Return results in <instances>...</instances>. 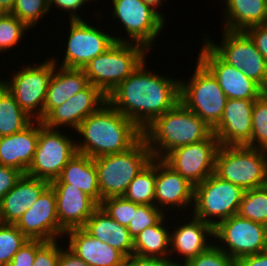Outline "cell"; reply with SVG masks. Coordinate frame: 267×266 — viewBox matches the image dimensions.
I'll return each instance as SVG.
<instances>
[{
	"label": "cell",
	"mask_w": 267,
	"mask_h": 266,
	"mask_svg": "<svg viewBox=\"0 0 267 266\" xmlns=\"http://www.w3.org/2000/svg\"><path fill=\"white\" fill-rule=\"evenodd\" d=\"M145 61L107 96V102L142 131L180 101V80L153 74Z\"/></svg>",
	"instance_id": "cell-1"
},
{
	"label": "cell",
	"mask_w": 267,
	"mask_h": 266,
	"mask_svg": "<svg viewBox=\"0 0 267 266\" xmlns=\"http://www.w3.org/2000/svg\"><path fill=\"white\" fill-rule=\"evenodd\" d=\"M76 131L84 139L76 142L77 152L93 159L125 152L143 137L142 130L108 102L83 120Z\"/></svg>",
	"instance_id": "cell-2"
},
{
	"label": "cell",
	"mask_w": 267,
	"mask_h": 266,
	"mask_svg": "<svg viewBox=\"0 0 267 266\" xmlns=\"http://www.w3.org/2000/svg\"><path fill=\"white\" fill-rule=\"evenodd\" d=\"M153 158L163 159L170 151L207 139L212 128L181 101L157 117L143 131Z\"/></svg>",
	"instance_id": "cell-3"
},
{
	"label": "cell",
	"mask_w": 267,
	"mask_h": 266,
	"mask_svg": "<svg viewBox=\"0 0 267 266\" xmlns=\"http://www.w3.org/2000/svg\"><path fill=\"white\" fill-rule=\"evenodd\" d=\"M152 159L143 137L125 152L94 158L101 202L108 197L123 196L131 181Z\"/></svg>",
	"instance_id": "cell-4"
},
{
	"label": "cell",
	"mask_w": 267,
	"mask_h": 266,
	"mask_svg": "<svg viewBox=\"0 0 267 266\" xmlns=\"http://www.w3.org/2000/svg\"><path fill=\"white\" fill-rule=\"evenodd\" d=\"M148 50L136 43L115 42L107 51L96 56L84 68L89 84L106 96L146 60Z\"/></svg>",
	"instance_id": "cell-5"
},
{
	"label": "cell",
	"mask_w": 267,
	"mask_h": 266,
	"mask_svg": "<svg viewBox=\"0 0 267 266\" xmlns=\"http://www.w3.org/2000/svg\"><path fill=\"white\" fill-rule=\"evenodd\" d=\"M214 174L244 191L267 185V151L248 146L220 145Z\"/></svg>",
	"instance_id": "cell-6"
},
{
	"label": "cell",
	"mask_w": 267,
	"mask_h": 266,
	"mask_svg": "<svg viewBox=\"0 0 267 266\" xmlns=\"http://www.w3.org/2000/svg\"><path fill=\"white\" fill-rule=\"evenodd\" d=\"M57 62L52 57L43 63H38L37 66L35 64L21 66V70L14 72L11 79L5 81L1 79V84L34 121L44 119L46 93Z\"/></svg>",
	"instance_id": "cell-7"
},
{
	"label": "cell",
	"mask_w": 267,
	"mask_h": 266,
	"mask_svg": "<svg viewBox=\"0 0 267 266\" xmlns=\"http://www.w3.org/2000/svg\"><path fill=\"white\" fill-rule=\"evenodd\" d=\"M244 190L214 173L194 186L192 214L213 227L238 213ZM216 218V219H214Z\"/></svg>",
	"instance_id": "cell-8"
},
{
	"label": "cell",
	"mask_w": 267,
	"mask_h": 266,
	"mask_svg": "<svg viewBox=\"0 0 267 266\" xmlns=\"http://www.w3.org/2000/svg\"><path fill=\"white\" fill-rule=\"evenodd\" d=\"M192 75L189 82L180 80V101L213 129L222 118L228 98L198 60Z\"/></svg>",
	"instance_id": "cell-9"
},
{
	"label": "cell",
	"mask_w": 267,
	"mask_h": 266,
	"mask_svg": "<svg viewBox=\"0 0 267 266\" xmlns=\"http://www.w3.org/2000/svg\"><path fill=\"white\" fill-rule=\"evenodd\" d=\"M221 44L206 36L203 41L227 64L240 69L267 92V61L244 31L223 29Z\"/></svg>",
	"instance_id": "cell-10"
},
{
	"label": "cell",
	"mask_w": 267,
	"mask_h": 266,
	"mask_svg": "<svg viewBox=\"0 0 267 266\" xmlns=\"http://www.w3.org/2000/svg\"><path fill=\"white\" fill-rule=\"evenodd\" d=\"M74 140L72 136L63 135L58 129L48 128L39 121L36 151L26 175L49 182L55 180L77 153V140Z\"/></svg>",
	"instance_id": "cell-11"
},
{
	"label": "cell",
	"mask_w": 267,
	"mask_h": 266,
	"mask_svg": "<svg viewBox=\"0 0 267 266\" xmlns=\"http://www.w3.org/2000/svg\"><path fill=\"white\" fill-rule=\"evenodd\" d=\"M266 237L267 226L242 218L238 214L214 226V238L219 239L223 246L220 245L221 242L215 244L236 260L267 250Z\"/></svg>",
	"instance_id": "cell-12"
},
{
	"label": "cell",
	"mask_w": 267,
	"mask_h": 266,
	"mask_svg": "<svg viewBox=\"0 0 267 266\" xmlns=\"http://www.w3.org/2000/svg\"><path fill=\"white\" fill-rule=\"evenodd\" d=\"M69 22L70 32H68L66 53L60 67L83 69L92 59L107 51L115 42H126L123 37H115L103 32L85 20L75 19Z\"/></svg>",
	"instance_id": "cell-13"
},
{
	"label": "cell",
	"mask_w": 267,
	"mask_h": 266,
	"mask_svg": "<svg viewBox=\"0 0 267 266\" xmlns=\"http://www.w3.org/2000/svg\"><path fill=\"white\" fill-rule=\"evenodd\" d=\"M112 3V18H118L125 28L129 38L126 42L140 44L150 52L165 19L141 0H112Z\"/></svg>",
	"instance_id": "cell-14"
},
{
	"label": "cell",
	"mask_w": 267,
	"mask_h": 266,
	"mask_svg": "<svg viewBox=\"0 0 267 266\" xmlns=\"http://www.w3.org/2000/svg\"><path fill=\"white\" fill-rule=\"evenodd\" d=\"M219 147L220 143L212 133L201 142L177 147L162 160L195 186L214 173Z\"/></svg>",
	"instance_id": "cell-15"
},
{
	"label": "cell",
	"mask_w": 267,
	"mask_h": 266,
	"mask_svg": "<svg viewBox=\"0 0 267 266\" xmlns=\"http://www.w3.org/2000/svg\"><path fill=\"white\" fill-rule=\"evenodd\" d=\"M198 61L212 74L228 99L256 100L265 91L240 69L224 62L205 42Z\"/></svg>",
	"instance_id": "cell-16"
},
{
	"label": "cell",
	"mask_w": 267,
	"mask_h": 266,
	"mask_svg": "<svg viewBox=\"0 0 267 266\" xmlns=\"http://www.w3.org/2000/svg\"><path fill=\"white\" fill-rule=\"evenodd\" d=\"M15 225L28 239L52 241L65 236V231L59 225L55 191L51 186Z\"/></svg>",
	"instance_id": "cell-17"
},
{
	"label": "cell",
	"mask_w": 267,
	"mask_h": 266,
	"mask_svg": "<svg viewBox=\"0 0 267 266\" xmlns=\"http://www.w3.org/2000/svg\"><path fill=\"white\" fill-rule=\"evenodd\" d=\"M106 102L107 96L98 87L89 84L62 105L54 108L42 122L52 129L70 126L76 130L83 120Z\"/></svg>",
	"instance_id": "cell-18"
},
{
	"label": "cell",
	"mask_w": 267,
	"mask_h": 266,
	"mask_svg": "<svg viewBox=\"0 0 267 266\" xmlns=\"http://www.w3.org/2000/svg\"><path fill=\"white\" fill-rule=\"evenodd\" d=\"M255 100L228 99L220 122L212 129L220 145L248 146Z\"/></svg>",
	"instance_id": "cell-19"
},
{
	"label": "cell",
	"mask_w": 267,
	"mask_h": 266,
	"mask_svg": "<svg viewBox=\"0 0 267 266\" xmlns=\"http://www.w3.org/2000/svg\"><path fill=\"white\" fill-rule=\"evenodd\" d=\"M192 203H194V185L162 159H156L155 206L163 212L167 207V210L185 209L188 206L192 209Z\"/></svg>",
	"instance_id": "cell-20"
},
{
	"label": "cell",
	"mask_w": 267,
	"mask_h": 266,
	"mask_svg": "<svg viewBox=\"0 0 267 266\" xmlns=\"http://www.w3.org/2000/svg\"><path fill=\"white\" fill-rule=\"evenodd\" d=\"M55 191L57 215L61 228L66 232L83 228L99 205L79 188L66 183H50Z\"/></svg>",
	"instance_id": "cell-21"
},
{
	"label": "cell",
	"mask_w": 267,
	"mask_h": 266,
	"mask_svg": "<svg viewBox=\"0 0 267 266\" xmlns=\"http://www.w3.org/2000/svg\"><path fill=\"white\" fill-rule=\"evenodd\" d=\"M49 186L47 180L23 174L0 201V222L16 224Z\"/></svg>",
	"instance_id": "cell-22"
},
{
	"label": "cell",
	"mask_w": 267,
	"mask_h": 266,
	"mask_svg": "<svg viewBox=\"0 0 267 266\" xmlns=\"http://www.w3.org/2000/svg\"><path fill=\"white\" fill-rule=\"evenodd\" d=\"M39 137V121H33L20 132L0 137V165L26 174L32 163Z\"/></svg>",
	"instance_id": "cell-23"
},
{
	"label": "cell",
	"mask_w": 267,
	"mask_h": 266,
	"mask_svg": "<svg viewBox=\"0 0 267 266\" xmlns=\"http://www.w3.org/2000/svg\"><path fill=\"white\" fill-rule=\"evenodd\" d=\"M188 221L177 228L174 227V231L170 233V254L177 253L176 259L178 254L182 256L181 266L207 250L212 245L207 238L214 237V227L211 224L194 216Z\"/></svg>",
	"instance_id": "cell-24"
},
{
	"label": "cell",
	"mask_w": 267,
	"mask_h": 266,
	"mask_svg": "<svg viewBox=\"0 0 267 266\" xmlns=\"http://www.w3.org/2000/svg\"><path fill=\"white\" fill-rule=\"evenodd\" d=\"M68 248L89 266H123L125 256L109 244L92 237L83 228L65 232Z\"/></svg>",
	"instance_id": "cell-25"
},
{
	"label": "cell",
	"mask_w": 267,
	"mask_h": 266,
	"mask_svg": "<svg viewBox=\"0 0 267 266\" xmlns=\"http://www.w3.org/2000/svg\"><path fill=\"white\" fill-rule=\"evenodd\" d=\"M50 183H66L69 184V187L79 188L98 205L101 204L94 159L85 154L77 152L63 168L60 175Z\"/></svg>",
	"instance_id": "cell-26"
},
{
	"label": "cell",
	"mask_w": 267,
	"mask_h": 266,
	"mask_svg": "<svg viewBox=\"0 0 267 266\" xmlns=\"http://www.w3.org/2000/svg\"><path fill=\"white\" fill-rule=\"evenodd\" d=\"M83 229L92 237L119 250L126 258L133 255V238L127 227L111 218L100 206L92 213Z\"/></svg>",
	"instance_id": "cell-27"
},
{
	"label": "cell",
	"mask_w": 267,
	"mask_h": 266,
	"mask_svg": "<svg viewBox=\"0 0 267 266\" xmlns=\"http://www.w3.org/2000/svg\"><path fill=\"white\" fill-rule=\"evenodd\" d=\"M58 69V70H57ZM89 85L83 69L57 68L53 71L44 102V118L57 106Z\"/></svg>",
	"instance_id": "cell-28"
},
{
	"label": "cell",
	"mask_w": 267,
	"mask_h": 266,
	"mask_svg": "<svg viewBox=\"0 0 267 266\" xmlns=\"http://www.w3.org/2000/svg\"><path fill=\"white\" fill-rule=\"evenodd\" d=\"M224 28L244 31L253 25L267 24V0H224Z\"/></svg>",
	"instance_id": "cell-29"
},
{
	"label": "cell",
	"mask_w": 267,
	"mask_h": 266,
	"mask_svg": "<svg viewBox=\"0 0 267 266\" xmlns=\"http://www.w3.org/2000/svg\"><path fill=\"white\" fill-rule=\"evenodd\" d=\"M165 217L164 215L155 225L144 229L133 239V254L170 260L175 266H181L179 259L174 261L175 258L169 257L171 232L164 225Z\"/></svg>",
	"instance_id": "cell-30"
},
{
	"label": "cell",
	"mask_w": 267,
	"mask_h": 266,
	"mask_svg": "<svg viewBox=\"0 0 267 266\" xmlns=\"http://www.w3.org/2000/svg\"><path fill=\"white\" fill-rule=\"evenodd\" d=\"M34 120L15 101V98L0 85V137L10 136L29 126Z\"/></svg>",
	"instance_id": "cell-31"
},
{
	"label": "cell",
	"mask_w": 267,
	"mask_h": 266,
	"mask_svg": "<svg viewBox=\"0 0 267 266\" xmlns=\"http://www.w3.org/2000/svg\"><path fill=\"white\" fill-rule=\"evenodd\" d=\"M156 159L153 158L129 184L126 199L139 205H155Z\"/></svg>",
	"instance_id": "cell-32"
},
{
	"label": "cell",
	"mask_w": 267,
	"mask_h": 266,
	"mask_svg": "<svg viewBox=\"0 0 267 266\" xmlns=\"http://www.w3.org/2000/svg\"><path fill=\"white\" fill-rule=\"evenodd\" d=\"M237 214L267 226V185L246 190Z\"/></svg>",
	"instance_id": "cell-33"
},
{
	"label": "cell",
	"mask_w": 267,
	"mask_h": 266,
	"mask_svg": "<svg viewBox=\"0 0 267 266\" xmlns=\"http://www.w3.org/2000/svg\"><path fill=\"white\" fill-rule=\"evenodd\" d=\"M248 147L267 151V92L256 99L253 105L251 142Z\"/></svg>",
	"instance_id": "cell-34"
},
{
	"label": "cell",
	"mask_w": 267,
	"mask_h": 266,
	"mask_svg": "<svg viewBox=\"0 0 267 266\" xmlns=\"http://www.w3.org/2000/svg\"><path fill=\"white\" fill-rule=\"evenodd\" d=\"M28 240L15 224L0 222V266L10 263L14 255Z\"/></svg>",
	"instance_id": "cell-35"
},
{
	"label": "cell",
	"mask_w": 267,
	"mask_h": 266,
	"mask_svg": "<svg viewBox=\"0 0 267 266\" xmlns=\"http://www.w3.org/2000/svg\"><path fill=\"white\" fill-rule=\"evenodd\" d=\"M29 28L11 13H0V54L19 43Z\"/></svg>",
	"instance_id": "cell-36"
},
{
	"label": "cell",
	"mask_w": 267,
	"mask_h": 266,
	"mask_svg": "<svg viewBox=\"0 0 267 266\" xmlns=\"http://www.w3.org/2000/svg\"><path fill=\"white\" fill-rule=\"evenodd\" d=\"M48 0H15L11 14L29 29L36 26L41 17L49 12Z\"/></svg>",
	"instance_id": "cell-37"
},
{
	"label": "cell",
	"mask_w": 267,
	"mask_h": 266,
	"mask_svg": "<svg viewBox=\"0 0 267 266\" xmlns=\"http://www.w3.org/2000/svg\"><path fill=\"white\" fill-rule=\"evenodd\" d=\"M164 215V212L155 205L136 204V210H133L132 220L127 229L130 236L134 239L144 229L155 225Z\"/></svg>",
	"instance_id": "cell-38"
},
{
	"label": "cell",
	"mask_w": 267,
	"mask_h": 266,
	"mask_svg": "<svg viewBox=\"0 0 267 266\" xmlns=\"http://www.w3.org/2000/svg\"><path fill=\"white\" fill-rule=\"evenodd\" d=\"M99 206L106 214L125 227H128L132 220L133 210H136V203L124 196L105 198Z\"/></svg>",
	"instance_id": "cell-39"
},
{
	"label": "cell",
	"mask_w": 267,
	"mask_h": 266,
	"mask_svg": "<svg viewBox=\"0 0 267 266\" xmlns=\"http://www.w3.org/2000/svg\"><path fill=\"white\" fill-rule=\"evenodd\" d=\"M182 266H237L236 259L228 256L215 243Z\"/></svg>",
	"instance_id": "cell-40"
},
{
	"label": "cell",
	"mask_w": 267,
	"mask_h": 266,
	"mask_svg": "<svg viewBox=\"0 0 267 266\" xmlns=\"http://www.w3.org/2000/svg\"><path fill=\"white\" fill-rule=\"evenodd\" d=\"M58 241L36 239V255L32 266H57L60 256Z\"/></svg>",
	"instance_id": "cell-41"
},
{
	"label": "cell",
	"mask_w": 267,
	"mask_h": 266,
	"mask_svg": "<svg viewBox=\"0 0 267 266\" xmlns=\"http://www.w3.org/2000/svg\"><path fill=\"white\" fill-rule=\"evenodd\" d=\"M36 255V239L26 241L12 261L5 266H32Z\"/></svg>",
	"instance_id": "cell-42"
},
{
	"label": "cell",
	"mask_w": 267,
	"mask_h": 266,
	"mask_svg": "<svg viewBox=\"0 0 267 266\" xmlns=\"http://www.w3.org/2000/svg\"><path fill=\"white\" fill-rule=\"evenodd\" d=\"M267 61V24L253 25L244 30Z\"/></svg>",
	"instance_id": "cell-43"
},
{
	"label": "cell",
	"mask_w": 267,
	"mask_h": 266,
	"mask_svg": "<svg viewBox=\"0 0 267 266\" xmlns=\"http://www.w3.org/2000/svg\"><path fill=\"white\" fill-rule=\"evenodd\" d=\"M23 173L15 168L0 165V201L21 178Z\"/></svg>",
	"instance_id": "cell-44"
},
{
	"label": "cell",
	"mask_w": 267,
	"mask_h": 266,
	"mask_svg": "<svg viewBox=\"0 0 267 266\" xmlns=\"http://www.w3.org/2000/svg\"><path fill=\"white\" fill-rule=\"evenodd\" d=\"M85 3H87L86 0H48L49 9H51L53 5L63 11H67L70 20L81 19L77 11H79L83 5L85 6Z\"/></svg>",
	"instance_id": "cell-45"
},
{
	"label": "cell",
	"mask_w": 267,
	"mask_h": 266,
	"mask_svg": "<svg viewBox=\"0 0 267 266\" xmlns=\"http://www.w3.org/2000/svg\"><path fill=\"white\" fill-rule=\"evenodd\" d=\"M123 266H175L172 261L133 254L125 258Z\"/></svg>",
	"instance_id": "cell-46"
},
{
	"label": "cell",
	"mask_w": 267,
	"mask_h": 266,
	"mask_svg": "<svg viewBox=\"0 0 267 266\" xmlns=\"http://www.w3.org/2000/svg\"><path fill=\"white\" fill-rule=\"evenodd\" d=\"M57 266H89L84 260L73 253L69 248L63 249L60 245V256Z\"/></svg>",
	"instance_id": "cell-47"
},
{
	"label": "cell",
	"mask_w": 267,
	"mask_h": 266,
	"mask_svg": "<svg viewBox=\"0 0 267 266\" xmlns=\"http://www.w3.org/2000/svg\"><path fill=\"white\" fill-rule=\"evenodd\" d=\"M237 266H267V250L236 260Z\"/></svg>",
	"instance_id": "cell-48"
},
{
	"label": "cell",
	"mask_w": 267,
	"mask_h": 266,
	"mask_svg": "<svg viewBox=\"0 0 267 266\" xmlns=\"http://www.w3.org/2000/svg\"><path fill=\"white\" fill-rule=\"evenodd\" d=\"M15 0H0V13H10Z\"/></svg>",
	"instance_id": "cell-49"
},
{
	"label": "cell",
	"mask_w": 267,
	"mask_h": 266,
	"mask_svg": "<svg viewBox=\"0 0 267 266\" xmlns=\"http://www.w3.org/2000/svg\"><path fill=\"white\" fill-rule=\"evenodd\" d=\"M141 1H143L148 6L152 7L155 11H157L166 20V17L163 16V14H161L160 11L157 9V7H159V9H160V5L162 6L163 0H141Z\"/></svg>",
	"instance_id": "cell-50"
}]
</instances>
